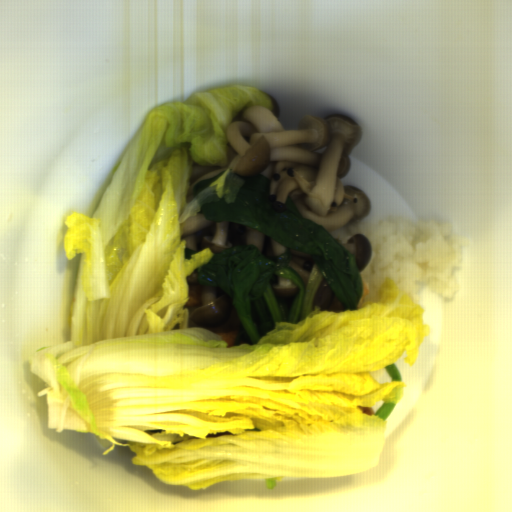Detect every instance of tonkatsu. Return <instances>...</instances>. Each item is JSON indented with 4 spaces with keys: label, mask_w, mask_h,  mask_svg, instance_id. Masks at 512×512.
Instances as JSON below:
<instances>
[{
    "label": "tonkatsu",
    "mask_w": 512,
    "mask_h": 512,
    "mask_svg": "<svg viewBox=\"0 0 512 512\" xmlns=\"http://www.w3.org/2000/svg\"><path fill=\"white\" fill-rule=\"evenodd\" d=\"M238 333H239V329L229 331L226 333H222V334H217V333H215V334H217L219 337H221L223 340L226 341L227 347H233V346H235Z\"/></svg>",
    "instance_id": "tonkatsu-1"
},
{
    "label": "tonkatsu",
    "mask_w": 512,
    "mask_h": 512,
    "mask_svg": "<svg viewBox=\"0 0 512 512\" xmlns=\"http://www.w3.org/2000/svg\"><path fill=\"white\" fill-rule=\"evenodd\" d=\"M188 293H189V299H188V303H187V307L188 306H196L200 303L199 301V294L197 292V290H190L188 289Z\"/></svg>",
    "instance_id": "tonkatsu-3"
},
{
    "label": "tonkatsu",
    "mask_w": 512,
    "mask_h": 512,
    "mask_svg": "<svg viewBox=\"0 0 512 512\" xmlns=\"http://www.w3.org/2000/svg\"><path fill=\"white\" fill-rule=\"evenodd\" d=\"M360 279L362 281V288H361V295H360V298L358 300V303H357V307L356 309L363 303L365 297L367 296L368 294V289H369V284L368 282L366 281L365 278H363L362 276H360Z\"/></svg>",
    "instance_id": "tonkatsu-2"
}]
</instances>
